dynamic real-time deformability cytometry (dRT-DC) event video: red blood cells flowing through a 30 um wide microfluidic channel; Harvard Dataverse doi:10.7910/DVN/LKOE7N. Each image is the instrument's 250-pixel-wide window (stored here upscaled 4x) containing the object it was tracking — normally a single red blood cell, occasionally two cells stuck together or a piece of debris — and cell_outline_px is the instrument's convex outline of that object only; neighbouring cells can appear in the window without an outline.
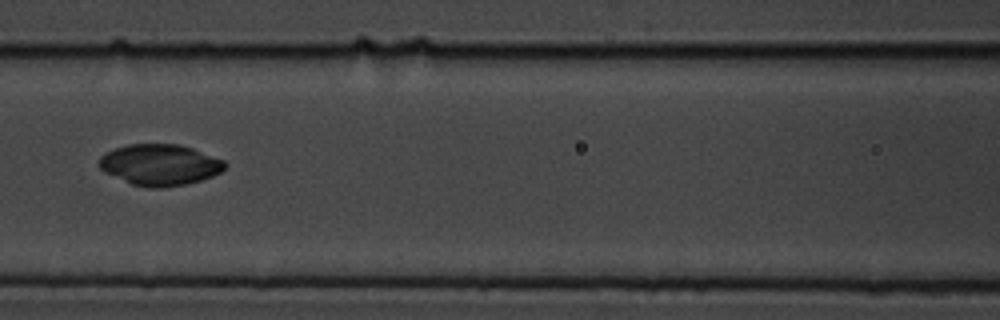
{"species": "common noctule bat (a hibernating species)", "species_latin": "Nyctalus noctula", "temperature_condition": "cold", "stored_images_in_passage": 5, "camera_frame_rate_fps": 3000, "um_per_image_px": 0.085, "animal": {"sex": "male", "body_mass_g": 19.5, "forearm_length_mm": 54.6}, "frame": {"image": 1, "passage_image": 3, "time_ms": 0.667, "image_size_px": [1000, 320], "cell_outline_px": [[228, 164], [220, 172], [212, 176], [200, 180], [184, 184], [164, 188], [152, 188], [132, 184], [104, 172], [100, 168], [100, 156], [116, 148], [128, 144], [180, 144], [192, 148], [224, 160]], "centroid_in_image_um": [13.6, 14.0], "position_along_channel_um": 153.0, "area_um2": 29.94}}
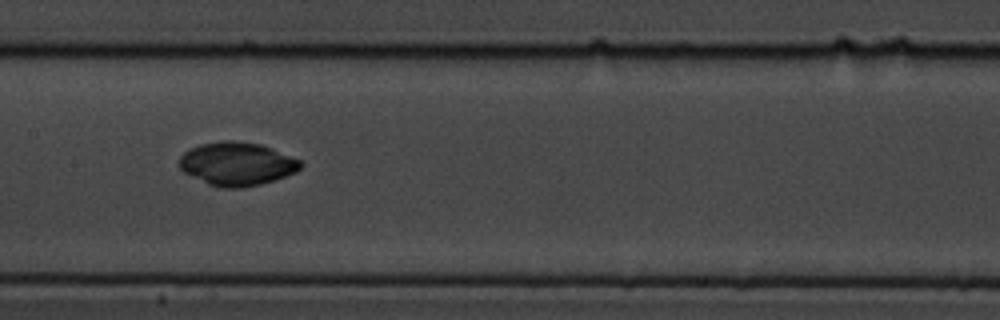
{"frame": {"image": 2, "passage_image": 4, "time_ms": 1.0, "image_size_px": [1000, 320], "cell_outline_px": [[304, 164], [296, 172], [276, 180], [244, 188], [220, 188], [208, 184], [184, 172], [180, 168], [176, 160], [184, 152], [200, 144], [224, 140], [236, 140], [260, 144], [272, 148], [304, 160]], "centroid_in_image_um": [20.17, 13.93], "position_along_channel_um": 187.2, "area_um2": 31.15}}
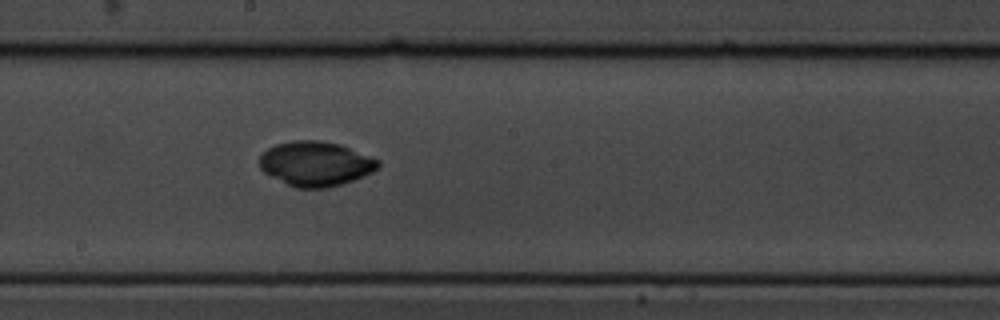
{"frame": {"image": 3, "passage_image": 5, "time_ms": 1.333, "image_size_px": [1000, 320], "cell_outline_px": [[380, 164], [372, 172], [352, 180], [328, 188], [296, 188], [264, 172], [260, 168], [260, 152], [276, 144], [292, 140], [320, 140], [340, 144], [380, 160]], "centroid_in_image_um": [26.81, 13.9], "position_along_channel_um": 221.4, "area_um2": 30.75}}